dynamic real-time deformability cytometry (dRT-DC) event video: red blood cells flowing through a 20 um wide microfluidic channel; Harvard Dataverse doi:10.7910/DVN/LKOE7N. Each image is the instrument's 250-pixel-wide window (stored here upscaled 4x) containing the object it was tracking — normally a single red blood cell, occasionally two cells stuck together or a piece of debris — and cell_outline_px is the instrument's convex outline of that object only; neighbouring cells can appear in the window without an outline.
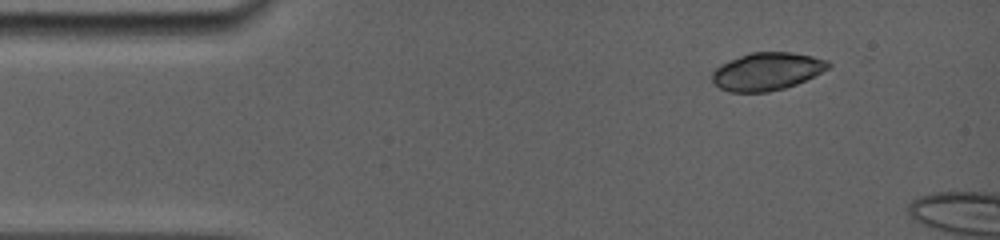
{"species": "common noctule bat (a hibernating species)", "species_latin": "Nyctalus noctula", "temperature_condition": "room temperature", "stored_images_in_passage": 2, "camera_frame_rate_fps": 5000, "um_per_image_px": 0.085, "animal": {"sex": "female", "body_mass_g": 19.0, "forearm_length_mm": 56.7}, "frame": {"image": 1, "passage_image": 1, "time_ms": 0.0, "image_size_px": [1000, 240], "cell_outline_px": [[832, 64], [828, 68], [796, 84], [784, 88], [768, 92], [728, 92], [720, 88], [712, 80], [712, 72], [720, 64], [740, 56], [752, 52], [792, 52], [812, 56], [828, 60]], "centroid_in_image_um": [65.17, 6.07], "position_along_channel_um": 19.8, "area_um2": 25.37}}